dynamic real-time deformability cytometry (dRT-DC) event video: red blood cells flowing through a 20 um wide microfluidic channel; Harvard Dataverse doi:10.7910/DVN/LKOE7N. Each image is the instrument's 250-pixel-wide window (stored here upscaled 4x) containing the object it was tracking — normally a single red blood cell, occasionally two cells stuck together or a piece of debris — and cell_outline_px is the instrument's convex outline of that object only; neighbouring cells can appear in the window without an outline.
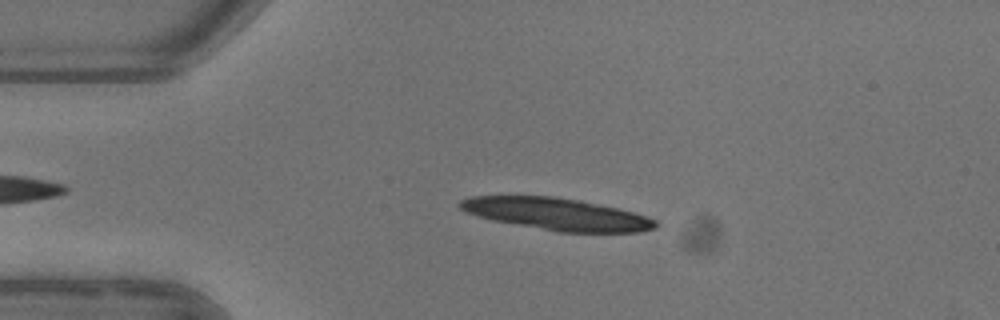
{"species": "common noctule bat (a hibernating species)", "species_latin": "Nyctalus noctula", "temperature_condition": "warm", "stored_images_in_passage": 3, "camera_frame_rate_fps": 3000, "um_per_image_px": 0.085, "animal": {"sex": "female"}, "frame": {"image": 1, "passage_image": 2, "time_ms": 1.333, "image_size_px": [1000, 320], "cell_outline_px": [[660, 224], [656, 228], [640, 232], [556, 232], [492, 220], [468, 212], [460, 208], [456, 204], [460, 200], [472, 196], [552, 196], [580, 200], [616, 208], [648, 216], [656, 220]], "centroid_in_image_um": [47.35, 18.2], "position_along_channel_um": 37.7, "area_um2": 36.53}}